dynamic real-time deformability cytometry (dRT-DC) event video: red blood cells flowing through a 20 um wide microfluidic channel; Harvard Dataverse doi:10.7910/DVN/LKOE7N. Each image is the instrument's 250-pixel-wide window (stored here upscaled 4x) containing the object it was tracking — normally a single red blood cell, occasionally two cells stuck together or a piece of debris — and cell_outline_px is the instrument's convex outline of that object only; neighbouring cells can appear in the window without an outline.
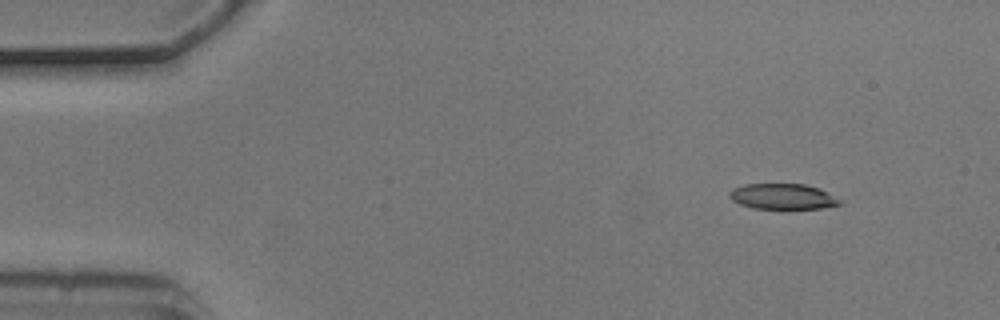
{"species": "common noctule bat (a hibernating species)", "species_latin": "Nyctalus noctula", "temperature_condition": "cold", "stored_images_in_passage": 4, "camera_frame_rate_fps": 3000, "um_per_image_px": 0.085, "animal": {"sex": "male", "body_mass_g": 20.5, "forearm_length_mm": 52.5}, "frame": {"image": 1, "passage_image": 1, "time_ms": 0.0, "image_size_px": [1000, 320], "cell_outline_px": [[844, 204], [820, 208], [752, 208], [740, 204], [732, 200], [728, 196], [728, 192], [732, 188], [744, 184], [804, 184], [820, 188], [840, 200]], "centroid_in_image_um": [66.5, 16.69], "position_along_channel_um": 18.5, "area_um2": 16.42}}